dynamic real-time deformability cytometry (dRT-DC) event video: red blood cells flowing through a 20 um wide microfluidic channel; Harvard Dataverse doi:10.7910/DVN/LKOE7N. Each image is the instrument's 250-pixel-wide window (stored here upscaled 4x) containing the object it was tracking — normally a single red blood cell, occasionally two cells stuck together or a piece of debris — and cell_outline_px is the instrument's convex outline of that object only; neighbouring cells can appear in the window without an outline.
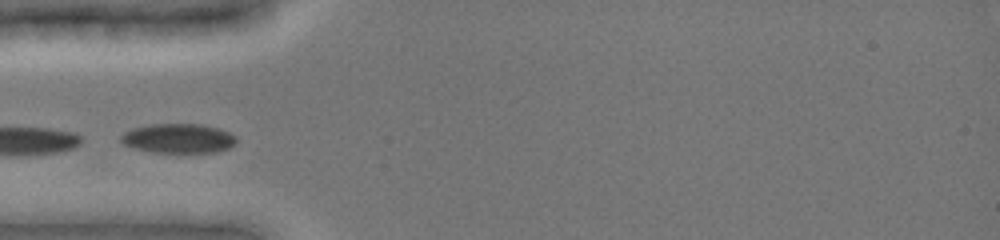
{"species": "common noctule bat (a hibernating species)", "species_latin": "Nyctalus noctula", "temperature_condition": "cold", "stored_images_in_passage": 32, "camera_frame_rate_fps": 3000, "um_per_image_px": 0.085, "animal": {"sex": "female", "body_mass_g": 19.0, "forearm_length_mm": 51.5}, "frame": {"image": 1, "passage_image": 18, "time_ms": 3.333, "image_size_px": [1000, 240], "cell_outline_px": [[236, 140], [228, 148], [216, 152], [152, 152], [132, 148], [124, 144], [120, 140], [120, 136], [124, 132], [132, 128], [148, 124], [200, 124], [220, 128], [236, 136]], "centroid_in_image_um": [15.12, 11.75], "position_along_channel_um": 69.9, "area_um2": 19.83}}